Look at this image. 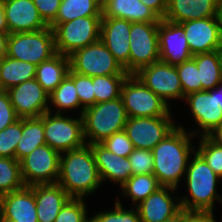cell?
Listing matches in <instances>:
<instances>
[{
	"label": "cell",
	"mask_w": 222,
	"mask_h": 222,
	"mask_svg": "<svg viewBox=\"0 0 222 222\" xmlns=\"http://www.w3.org/2000/svg\"><path fill=\"white\" fill-rule=\"evenodd\" d=\"M184 127L177 123V127L152 149L153 174L163 187L180 188L189 159L195 153V136Z\"/></svg>",
	"instance_id": "obj_1"
},
{
	"label": "cell",
	"mask_w": 222,
	"mask_h": 222,
	"mask_svg": "<svg viewBox=\"0 0 222 222\" xmlns=\"http://www.w3.org/2000/svg\"><path fill=\"white\" fill-rule=\"evenodd\" d=\"M57 183L71 198L82 199L104 186L89 144L61 153Z\"/></svg>",
	"instance_id": "obj_2"
},
{
	"label": "cell",
	"mask_w": 222,
	"mask_h": 222,
	"mask_svg": "<svg viewBox=\"0 0 222 222\" xmlns=\"http://www.w3.org/2000/svg\"><path fill=\"white\" fill-rule=\"evenodd\" d=\"M184 179L187 194L179 197L182 209L215 212L217 203L222 206V194L217 189L222 179L196 152L189 159Z\"/></svg>",
	"instance_id": "obj_3"
},
{
	"label": "cell",
	"mask_w": 222,
	"mask_h": 222,
	"mask_svg": "<svg viewBox=\"0 0 222 222\" xmlns=\"http://www.w3.org/2000/svg\"><path fill=\"white\" fill-rule=\"evenodd\" d=\"M82 118L86 144L103 142L114 133L123 131L128 121L121 97L84 109Z\"/></svg>",
	"instance_id": "obj_4"
},
{
	"label": "cell",
	"mask_w": 222,
	"mask_h": 222,
	"mask_svg": "<svg viewBox=\"0 0 222 222\" xmlns=\"http://www.w3.org/2000/svg\"><path fill=\"white\" fill-rule=\"evenodd\" d=\"M102 16H88L64 23H51L58 54L71 55L74 51L100 39Z\"/></svg>",
	"instance_id": "obj_5"
},
{
	"label": "cell",
	"mask_w": 222,
	"mask_h": 222,
	"mask_svg": "<svg viewBox=\"0 0 222 222\" xmlns=\"http://www.w3.org/2000/svg\"><path fill=\"white\" fill-rule=\"evenodd\" d=\"M56 54L54 34L50 26L39 31L8 34L7 56L11 58L38 66Z\"/></svg>",
	"instance_id": "obj_6"
},
{
	"label": "cell",
	"mask_w": 222,
	"mask_h": 222,
	"mask_svg": "<svg viewBox=\"0 0 222 222\" xmlns=\"http://www.w3.org/2000/svg\"><path fill=\"white\" fill-rule=\"evenodd\" d=\"M43 124L46 144L60 154L86 144L80 115L45 112Z\"/></svg>",
	"instance_id": "obj_7"
},
{
	"label": "cell",
	"mask_w": 222,
	"mask_h": 222,
	"mask_svg": "<svg viewBox=\"0 0 222 222\" xmlns=\"http://www.w3.org/2000/svg\"><path fill=\"white\" fill-rule=\"evenodd\" d=\"M121 98L128 117L174 116L171 107L135 75H129L125 79Z\"/></svg>",
	"instance_id": "obj_8"
},
{
	"label": "cell",
	"mask_w": 222,
	"mask_h": 222,
	"mask_svg": "<svg viewBox=\"0 0 222 222\" xmlns=\"http://www.w3.org/2000/svg\"><path fill=\"white\" fill-rule=\"evenodd\" d=\"M70 70L90 77L129 75L99 39L68 56Z\"/></svg>",
	"instance_id": "obj_9"
},
{
	"label": "cell",
	"mask_w": 222,
	"mask_h": 222,
	"mask_svg": "<svg viewBox=\"0 0 222 222\" xmlns=\"http://www.w3.org/2000/svg\"><path fill=\"white\" fill-rule=\"evenodd\" d=\"M159 22H136L130 29L129 75L160 60L158 42Z\"/></svg>",
	"instance_id": "obj_10"
},
{
	"label": "cell",
	"mask_w": 222,
	"mask_h": 222,
	"mask_svg": "<svg viewBox=\"0 0 222 222\" xmlns=\"http://www.w3.org/2000/svg\"><path fill=\"white\" fill-rule=\"evenodd\" d=\"M146 87L164 100L171 109L172 102L181 101L184 95L176 66L162 61L141 68L134 74ZM171 101V102H170Z\"/></svg>",
	"instance_id": "obj_11"
},
{
	"label": "cell",
	"mask_w": 222,
	"mask_h": 222,
	"mask_svg": "<svg viewBox=\"0 0 222 222\" xmlns=\"http://www.w3.org/2000/svg\"><path fill=\"white\" fill-rule=\"evenodd\" d=\"M191 112L196 128L189 131L193 136H207L222 122V110L217 102V86L211 90L193 92L184 97L183 103ZM190 110V111H189Z\"/></svg>",
	"instance_id": "obj_12"
},
{
	"label": "cell",
	"mask_w": 222,
	"mask_h": 222,
	"mask_svg": "<svg viewBox=\"0 0 222 222\" xmlns=\"http://www.w3.org/2000/svg\"><path fill=\"white\" fill-rule=\"evenodd\" d=\"M60 153L44 144L34 149L20 161L21 176L25 186L57 183Z\"/></svg>",
	"instance_id": "obj_13"
},
{
	"label": "cell",
	"mask_w": 222,
	"mask_h": 222,
	"mask_svg": "<svg viewBox=\"0 0 222 222\" xmlns=\"http://www.w3.org/2000/svg\"><path fill=\"white\" fill-rule=\"evenodd\" d=\"M174 119V116L128 117L124 131L134 148L152 150L177 127Z\"/></svg>",
	"instance_id": "obj_14"
},
{
	"label": "cell",
	"mask_w": 222,
	"mask_h": 222,
	"mask_svg": "<svg viewBox=\"0 0 222 222\" xmlns=\"http://www.w3.org/2000/svg\"><path fill=\"white\" fill-rule=\"evenodd\" d=\"M19 118L40 117L48 112L49 94L34 78L7 90Z\"/></svg>",
	"instance_id": "obj_15"
},
{
	"label": "cell",
	"mask_w": 222,
	"mask_h": 222,
	"mask_svg": "<svg viewBox=\"0 0 222 222\" xmlns=\"http://www.w3.org/2000/svg\"><path fill=\"white\" fill-rule=\"evenodd\" d=\"M160 61L178 65L192 58L184 29L179 23L161 19L158 26Z\"/></svg>",
	"instance_id": "obj_16"
},
{
	"label": "cell",
	"mask_w": 222,
	"mask_h": 222,
	"mask_svg": "<svg viewBox=\"0 0 222 222\" xmlns=\"http://www.w3.org/2000/svg\"><path fill=\"white\" fill-rule=\"evenodd\" d=\"M192 55L209 53L222 46V36L217 17H208L179 23Z\"/></svg>",
	"instance_id": "obj_17"
},
{
	"label": "cell",
	"mask_w": 222,
	"mask_h": 222,
	"mask_svg": "<svg viewBox=\"0 0 222 222\" xmlns=\"http://www.w3.org/2000/svg\"><path fill=\"white\" fill-rule=\"evenodd\" d=\"M178 189L161 187L135 206L141 222H164L182 210Z\"/></svg>",
	"instance_id": "obj_18"
},
{
	"label": "cell",
	"mask_w": 222,
	"mask_h": 222,
	"mask_svg": "<svg viewBox=\"0 0 222 222\" xmlns=\"http://www.w3.org/2000/svg\"><path fill=\"white\" fill-rule=\"evenodd\" d=\"M131 24L122 18H102L100 32V40L128 74Z\"/></svg>",
	"instance_id": "obj_19"
},
{
	"label": "cell",
	"mask_w": 222,
	"mask_h": 222,
	"mask_svg": "<svg viewBox=\"0 0 222 222\" xmlns=\"http://www.w3.org/2000/svg\"><path fill=\"white\" fill-rule=\"evenodd\" d=\"M8 34L47 28L33 0H2Z\"/></svg>",
	"instance_id": "obj_20"
},
{
	"label": "cell",
	"mask_w": 222,
	"mask_h": 222,
	"mask_svg": "<svg viewBox=\"0 0 222 222\" xmlns=\"http://www.w3.org/2000/svg\"><path fill=\"white\" fill-rule=\"evenodd\" d=\"M94 155L102 184L115 183L122 186L131 176L132 168L128 157L118 156L101 143L89 144ZM114 183V184H113Z\"/></svg>",
	"instance_id": "obj_21"
},
{
	"label": "cell",
	"mask_w": 222,
	"mask_h": 222,
	"mask_svg": "<svg viewBox=\"0 0 222 222\" xmlns=\"http://www.w3.org/2000/svg\"><path fill=\"white\" fill-rule=\"evenodd\" d=\"M0 215L18 222H38L34 185L0 196Z\"/></svg>",
	"instance_id": "obj_22"
},
{
	"label": "cell",
	"mask_w": 222,
	"mask_h": 222,
	"mask_svg": "<svg viewBox=\"0 0 222 222\" xmlns=\"http://www.w3.org/2000/svg\"><path fill=\"white\" fill-rule=\"evenodd\" d=\"M34 196L38 222H54L71 198L58 183L35 184Z\"/></svg>",
	"instance_id": "obj_23"
},
{
	"label": "cell",
	"mask_w": 222,
	"mask_h": 222,
	"mask_svg": "<svg viewBox=\"0 0 222 222\" xmlns=\"http://www.w3.org/2000/svg\"><path fill=\"white\" fill-rule=\"evenodd\" d=\"M219 0H168L165 20L183 23L189 20L217 17Z\"/></svg>",
	"instance_id": "obj_24"
},
{
	"label": "cell",
	"mask_w": 222,
	"mask_h": 222,
	"mask_svg": "<svg viewBox=\"0 0 222 222\" xmlns=\"http://www.w3.org/2000/svg\"><path fill=\"white\" fill-rule=\"evenodd\" d=\"M102 18H122L132 23L161 21L141 0H102Z\"/></svg>",
	"instance_id": "obj_25"
},
{
	"label": "cell",
	"mask_w": 222,
	"mask_h": 222,
	"mask_svg": "<svg viewBox=\"0 0 222 222\" xmlns=\"http://www.w3.org/2000/svg\"><path fill=\"white\" fill-rule=\"evenodd\" d=\"M71 111L74 112V115L77 113V115L82 116L84 108L80 104L74 81L67 75L57 88L49 94L48 112L72 114Z\"/></svg>",
	"instance_id": "obj_26"
},
{
	"label": "cell",
	"mask_w": 222,
	"mask_h": 222,
	"mask_svg": "<svg viewBox=\"0 0 222 222\" xmlns=\"http://www.w3.org/2000/svg\"><path fill=\"white\" fill-rule=\"evenodd\" d=\"M70 60L68 56L56 54L36 67L35 79L50 94L68 75Z\"/></svg>",
	"instance_id": "obj_27"
},
{
	"label": "cell",
	"mask_w": 222,
	"mask_h": 222,
	"mask_svg": "<svg viewBox=\"0 0 222 222\" xmlns=\"http://www.w3.org/2000/svg\"><path fill=\"white\" fill-rule=\"evenodd\" d=\"M36 65L9 56L0 60V89L8 90L35 78Z\"/></svg>",
	"instance_id": "obj_28"
},
{
	"label": "cell",
	"mask_w": 222,
	"mask_h": 222,
	"mask_svg": "<svg viewBox=\"0 0 222 222\" xmlns=\"http://www.w3.org/2000/svg\"><path fill=\"white\" fill-rule=\"evenodd\" d=\"M46 144L43 115L40 117L22 118V137L16 147V160L19 162L34 149Z\"/></svg>",
	"instance_id": "obj_29"
},
{
	"label": "cell",
	"mask_w": 222,
	"mask_h": 222,
	"mask_svg": "<svg viewBox=\"0 0 222 222\" xmlns=\"http://www.w3.org/2000/svg\"><path fill=\"white\" fill-rule=\"evenodd\" d=\"M162 186L154 174L132 175L122 186L121 197L131 200L133 207L148 198Z\"/></svg>",
	"instance_id": "obj_30"
},
{
	"label": "cell",
	"mask_w": 222,
	"mask_h": 222,
	"mask_svg": "<svg viewBox=\"0 0 222 222\" xmlns=\"http://www.w3.org/2000/svg\"><path fill=\"white\" fill-rule=\"evenodd\" d=\"M88 16H102V0H62L52 23H64Z\"/></svg>",
	"instance_id": "obj_31"
},
{
	"label": "cell",
	"mask_w": 222,
	"mask_h": 222,
	"mask_svg": "<svg viewBox=\"0 0 222 222\" xmlns=\"http://www.w3.org/2000/svg\"><path fill=\"white\" fill-rule=\"evenodd\" d=\"M192 58L195 60L199 70L202 91L214 89L222 82L218 50L196 54Z\"/></svg>",
	"instance_id": "obj_32"
},
{
	"label": "cell",
	"mask_w": 222,
	"mask_h": 222,
	"mask_svg": "<svg viewBox=\"0 0 222 222\" xmlns=\"http://www.w3.org/2000/svg\"><path fill=\"white\" fill-rule=\"evenodd\" d=\"M129 75H105L92 77L95 104L121 97V88Z\"/></svg>",
	"instance_id": "obj_33"
},
{
	"label": "cell",
	"mask_w": 222,
	"mask_h": 222,
	"mask_svg": "<svg viewBox=\"0 0 222 222\" xmlns=\"http://www.w3.org/2000/svg\"><path fill=\"white\" fill-rule=\"evenodd\" d=\"M24 186L20 162L15 158L0 157V196L22 189Z\"/></svg>",
	"instance_id": "obj_34"
},
{
	"label": "cell",
	"mask_w": 222,
	"mask_h": 222,
	"mask_svg": "<svg viewBox=\"0 0 222 222\" xmlns=\"http://www.w3.org/2000/svg\"><path fill=\"white\" fill-rule=\"evenodd\" d=\"M114 198V207L94 212V215H90V222H141L136 207L131 206L129 209L123 205L120 196Z\"/></svg>",
	"instance_id": "obj_35"
},
{
	"label": "cell",
	"mask_w": 222,
	"mask_h": 222,
	"mask_svg": "<svg viewBox=\"0 0 222 222\" xmlns=\"http://www.w3.org/2000/svg\"><path fill=\"white\" fill-rule=\"evenodd\" d=\"M195 152L222 179V145L216 144L208 136L197 137Z\"/></svg>",
	"instance_id": "obj_36"
},
{
	"label": "cell",
	"mask_w": 222,
	"mask_h": 222,
	"mask_svg": "<svg viewBox=\"0 0 222 222\" xmlns=\"http://www.w3.org/2000/svg\"><path fill=\"white\" fill-rule=\"evenodd\" d=\"M179 79L181 81L183 95L202 91L199 70L193 58L176 65Z\"/></svg>",
	"instance_id": "obj_37"
},
{
	"label": "cell",
	"mask_w": 222,
	"mask_h": 222,
	"mask_svg": "<svg viewBox=\"0 0 222 222\" xmlns=\"http://www.w3.org/2000/svg\"><path fill=\"white\" fill-rule=\"evenodd\" d=\"M87 203L82 198H70L54 222H90L91 213L88 212Z\"/></svg>",
	"instance_id": "obj_38"
},
{
	"label": "cell",
	"mask_w": 222,
	"mask_h": 222,
	"mask_svg": "<svg viewBox=\"0 0 222 222\" xmlns=\"http://www.w3.org/2000/svg\"><path fill=\"white\" fill-rule=\"evenodd\" d=\"M22 137V118L0 131V157L15 158L16 147Z\"/></svg>",
	"instance_id": "obj_39"
},
{
	"label": "cell",
	"mask_w": 222,
	"mask_h": 222,
	"mask_svg": "<svg viewBox=\"0 0 222 222\" xmlns=\"http://www.w3.org/2000/svg\"><path fill=\"white\" fill-rule=\"evenodd\" d=\"M68 76L74 81L81 106L86 109L95 105L92 77L69 70Z\"/></svg>",
	"instance_id": "obj_40"
},
{
	"label": "cell",
	"mask_w": 222,
	"mask_h": 222,
	"mask_svg": "<svg viewBox=\"0 0 222 222\" xmlns=\"http://www.w3.org/2000/svg\"><path fill=\"white\" fill-rule=\"evenodd\" d=\"M132 175L153 174L154 157L152 150L134 149L128 157Z\"/></svg>",
	"instance_id": "obj_41"
},
{
	"label": "cell",
	"mask_w": 222,
	"mask_h": 222,
	"mask_svg": "<svg viewBox=\"0 0 222 222\" xmlns=\"http://www.w3.org/2000/svg\"><path fill=\"white\" fill-rule=\"evenodd\" d=\"M101 144L118 156L129 157L135 149L126 132L120 131L106 138Z\"/></svg>",
	"instance_id": "obj_42"
},
{
	"label": "cell",
	"mask_w": 222,
	"mask_h": 222,
	"mask_svg": "<svg viewBox=\"0 0 222 222\" xmlns=\"http://www.w3.org/2000/svg\"><path fill=\"white\" fill-rule=\"evenodd\" d=\"M19 117L6 90H0V131L17 121Z\"/></svg>",
	"instance_id": "obj_43"
},
{
	"label": "cell",
	"mask_w": 222,
	"mask_h": 222,
	"mask_svg": "<svg viewBox=\"0 0 222 222\" xmlns=\"http://www.w3.org/2000/svg\"><path fill=\"white\" fill-rule=\"evenodd\" d=\"M61 1L62 0H33L40 17L48 26L56 19Z\"/></svg>",
	"instance_id": "obj_44"
},
{
	"label": "cell",
	"mask_w": 222,
	"mask_h": 222,
	"mask_svg": "<svg viewBox=\"0 0 222 222\" xmlns=\"http://www.w3.org/2000/svg\"><path fill=\"white\" fill-rule=\"evenodd\" d=\"M215 218L214 212L185 210V222H218L217 218ZM220 219H222V217H220Z\"/></svg>",
	"instance_id": "obj_45"
},
{
	"label": "cell",
	"mask_w": 222,
	"mask_h": 222,
	"mask_svg": "<svg viewBox=\"0 0 222 222\" xmlns=\"http://www.w3.org/2000/svg\"><path fill=\"white\" fill-rule=\"evenodd\" d=\"M141 2L151 8L161 19H164L168 0H141Z\"/></svg>",
	"instance_id": "obj_46"
},
{
	"label": "cell",
	"mask_w": 222,
	"mask_h": 222,
	"mask_svg": "<svg viewBox=\"0 0 222 222\" xmlns=\"http://www.w3.org/2000/svg\"><path fill=\"white\" fill-rule=\"evenodd\" d=\"M207 136L216 144L222 145V122Z\"/></svg>",
	"instance_id": "obj_47"
},
{
	"label": "cell",
	"mask_w": 222,
	"mask_h": 222,
	"mask_svg": "<svg viewBox=\"0 0 222 222\" xmlns=\"http://www.w3.org/2000/svg\"><path fill=\"white\" fill-rule=\"evenodd\" d=\"M0 34H8V27L2 0L0 1Z\"/></svg>",
	"instance_id": "obj_48"
},
{
	"label": "cell",
	"mask_w": 222,
	"mask_h": 222,
	"mask_svg": "<svg viewBox=\"0 0 222 222\" xmlns=\"http://www.w3.org/2000/svg\"><path fill=\"white\" fill-rule=\"evenodd\" d=\"M8 34H0V60L7 55Z\"/></svg>",
	"instance_id": "obj_49"
},
{
	"label": "cell",
	"mask_w": 222,
	"mask_h": 222,
	"mask_svg": "<svg viewBox=\"0 0 222 222\" xmlns=\"http://www.w3.org/2000/svg\"><path fill=\"white\" fill-rule=\"evenodd\" d=\"M164 222H185V210L182 209L175 216H173L172 218L167 219Z\"/></svg>",
	"instance_id": "obj_50"
},
{
	"label": "cell",
	"mask_w": 222,
	"mask_h": 222,
	"mask_svg": "<svg viewBox=\"0 0 222 222\" xmlns=\"http://www.w3.org/2000/svg\"><path fill=\"white\" fill-rule=\"evenodd\" d=\"M217 20L219 23V28L222 36V0L218 2V9H217Z\"/></svg>",
	"instance_id": "obj_51"
},
{
	"label": "cell",
	"mask_w": 222,
	"mask_h": 222,
	"mask_svg": "<svg viewBox=\"0 0 222 222\" xmlns=\"http://www.w3.org/2000/svg\"><path fill=\"white\" fill-rule=\"evenodd\" d=\"M217 102L222 110V82L217 85Z\"/></svg>",
	"instance_id": "obj_52"
},
{
	"label": "cell",
	"mask_w": 222,
	"mask_h": 222,
	"mask_svg": "<svg viewBox=\"0 0 222 222\" xmlns=\"http://www.w3.org/2000/svg\"><path fill=\"white\" fill-rule=\"evenodd\" d=\"M218 56H219V64H220V74L222 79V46L218 49Z\"/></svg>",
	"instance_id": "obj_53"
},
{
	"label": "cell",
	"mask_w": 222,
	"mask_h": 222,
	"mask_svg": "<svg viewBox=\"0 0 222 222\" xmlns=\"http://www.w3.org/2000/svg\"><path fill=\"white\" fill-rule=\"evenodd\" d=\"M0 222H18V221L11 220V219H6V218H3V217L0 215Z\"/></svg>",
	"instance_id": "obj_54"
}]
</instances>
